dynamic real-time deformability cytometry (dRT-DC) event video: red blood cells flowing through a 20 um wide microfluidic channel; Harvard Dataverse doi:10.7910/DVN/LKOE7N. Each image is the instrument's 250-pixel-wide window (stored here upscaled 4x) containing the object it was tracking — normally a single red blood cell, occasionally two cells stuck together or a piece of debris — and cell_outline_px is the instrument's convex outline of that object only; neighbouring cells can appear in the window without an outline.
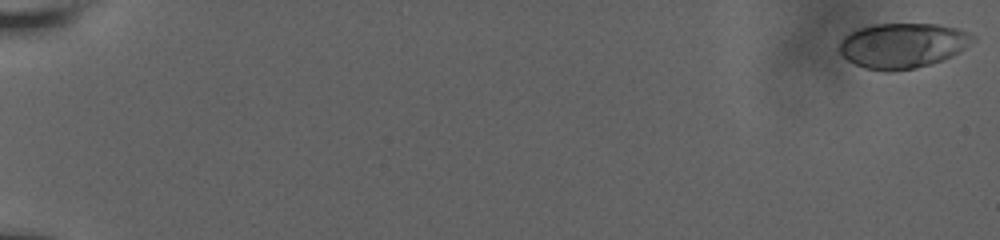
{"species": "human", "species_latin": "Homo sapiens", "temperature_condition": "room temperature", "stored_images_in_passage": 58, "camera_frame_rate_fps": 3000, "um_per_image_px": 0.085, "donor": {"sex": "male"}, "frame": {"image": 1, "passage_image": 1, "time_ms": 0.0, "image_size_px": [1000, 240], "cell_outline_px": [[976, 40], [960, 52], [944, 60], [932, 64], [916, 68], [888, 72], [884, 72], [864, 68], [848, 60], [840, 52], [840, 40], [844, 36], [860, 28], [876, 24], [940, 24], [956, 28], [968, 32], [976, 36]], "centroid_in_image_um": [76.77, 3.88], "position_along_channel_um": 8.2, "area_um2": 35.32}}
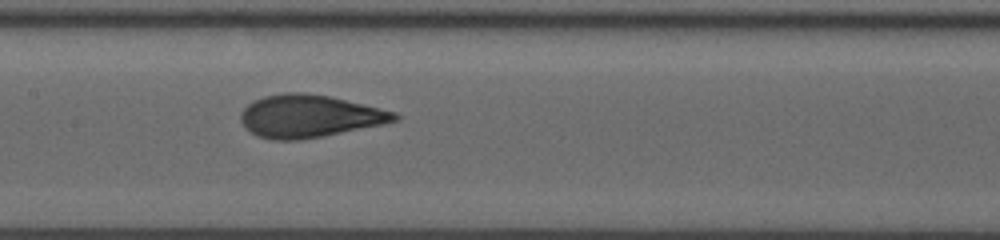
{"frame": {"image": 2, "passage_image": 32, "time_ms": 10.333, "image_size_px": [1000, 240], "cell_outline_px": [[400, 120], [384, 124], [324, 136], [300, 140], [272, 140], [260, 136], [252, 132], [240, 120], [240, 112], [252, 100], [264, 96], [284, 92], [304, 92], [332, 96], [396, 112], [400, 116]], "centroid_in_image_um": [26.32, 9.86], "position_along_channel_um": 181.1, "area_um2": 38.38}}
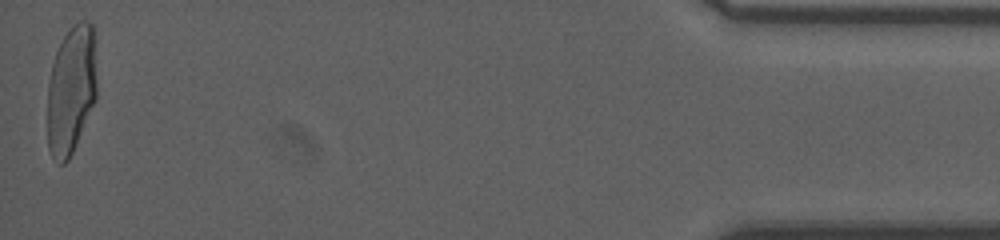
{"frame": {"image": 3, "passage_image": 58, "time_ms": 19.0, "image_size_px": [1000, 240], "cell_outline_px": [[96, 100], [72, 152], [68, 160], [64, 164], [56, 164], [48, 148], [48, 84], [52, 64], [56, 52], [64, 36], [80, 20], [88, 20], [92, 24], [96, 80]], "centroid_in_image_um": [6.04, 7.69], "position_along_channel_um": 429.2, "area_um2": 36.65}, "authors_computed_cell_mechanics": {"area_um2": 36.7897, "velocity_mm_per_s": 3.8007, "shape_relaxation_time_tau1_ms": 6.0564, "shape_relaxation_time_tau2_ms": null, "deformation_change_tau1": 0.234, "deformation_change_tau2": null}}